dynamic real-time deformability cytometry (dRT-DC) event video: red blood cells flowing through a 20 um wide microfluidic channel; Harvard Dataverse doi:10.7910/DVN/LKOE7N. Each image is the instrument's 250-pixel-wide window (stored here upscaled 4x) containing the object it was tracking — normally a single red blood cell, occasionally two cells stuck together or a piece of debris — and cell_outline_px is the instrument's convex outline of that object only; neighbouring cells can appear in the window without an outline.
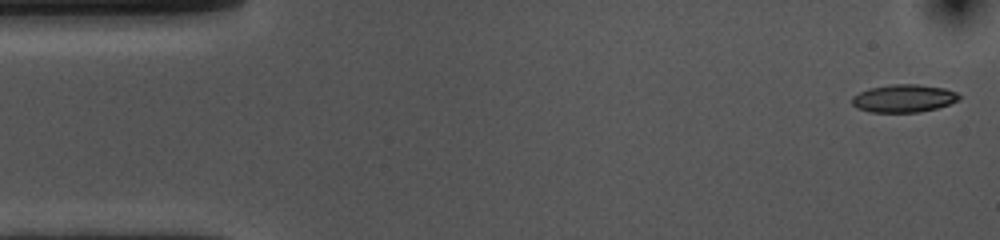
{"species": "common noctule bat (a hibernating species)", "species_latin": "Nyctalus noctula", "temperature_condition": "cold", "stored_images_in_passage": 54, "camera_frame_rate_fps": 3000, "um_per_image_px": 0.085, "animal": {"sex": "female", "body_mass_g": 10.0, "forearm_length_mm": 53.1}, "frame": {"image": 1, "passage_image": 1, "time_ms": 0.0, "image_size_px": [1000, 240], "cell_outline_px": [[960, 100], [936, 108], [920, 112], [872, 112], [856, 108], [852, 104], [852, 96], [868, 88], [892, 84], [916, 84], [944, 88], [956, 92], [960, 96]], "centroid_in_image_um": [76.8, 8.36], "position_along_channel_um": 8.2, "area_um2": 17.34}}
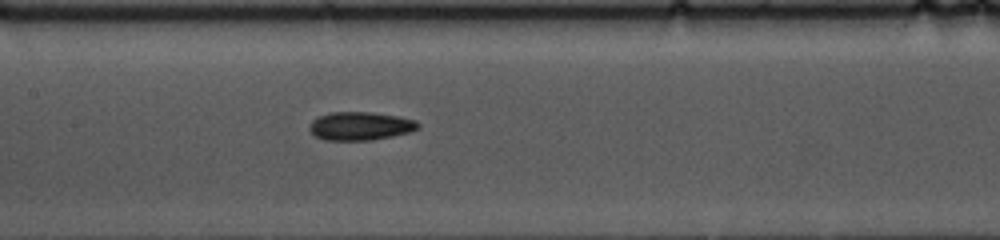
{"frame": {"image": 2, "passage_image": 24, "time_ms": 7.667, "image_size_px": [1000, 240], "cell_outline_px": [[420, 128], [408, 132], [392, 136], [372, 140], [324, 140], [316, 136], [308, 128], [312, 120], [316, 116], [328, 112], [372, 112], [400, 116], [416, 120], [420, 124]], "centroid_in_image_um": [30.62, 10.7], "position_along_channel_um": 176.8, "area_um2": 18.15}}
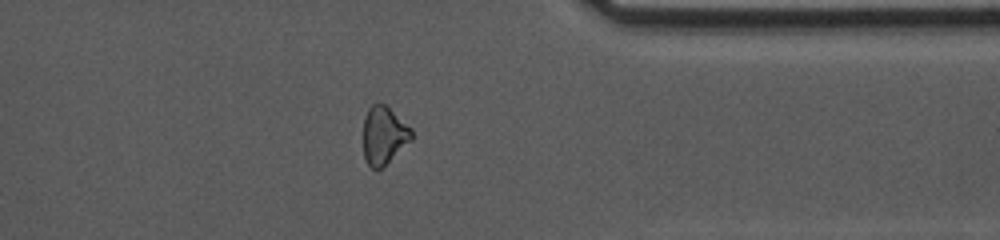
{"frame": {"image": 3, "passage_image": 42, "time_ms": 13.667, "image_size_px": [1000, 240], "cell_outline_px": [[412, 140], [376, 172], [368, 164], [364, 156], [364, 116], [368, 108], [372, 104], [384, 104], [412, 128]], "centroid_in_image_um": [32.62, 11.51], "position_along_channel_um": 378.8, "area_um2": 16.13}, "authors_computed_cell_mechanics": {"area_um2": 17.4556, "velocity_mm_per_s": 3.5797, "shape_relaxation_time_tau1_ms": 5.6237, "shape_relaxation_time_tau2_ms": 10.7521, "deformation_change_tau1": 0.125, "deformation_change_tau2": 0.1976}}